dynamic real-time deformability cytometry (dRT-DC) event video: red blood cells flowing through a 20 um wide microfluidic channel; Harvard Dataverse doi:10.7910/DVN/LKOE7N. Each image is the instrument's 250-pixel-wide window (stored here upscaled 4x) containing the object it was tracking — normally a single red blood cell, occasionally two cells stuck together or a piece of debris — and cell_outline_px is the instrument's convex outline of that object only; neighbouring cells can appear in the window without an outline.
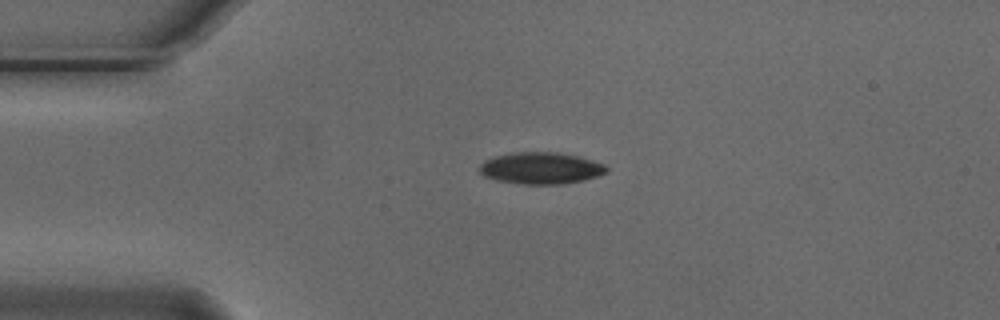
{"species": "Egyptian fruit bat (a non-hibernating species)", "species_latin": "Rousettus aegyptiacus", "temperature_condition": "cold", "stored_images_in_passage": 2, "camera_frame_rate_fps": 3000, "um_per_image_px": 0.085, "animal": {"sex": "male"}, "frame": {"image": 1, "passage_image": 1, "time_ms": 0.0, "image_size_px": [1000, 320], "cell_outline_px": [[608, 172], [584, 180], [560, 184], [524, 184], [496, 180], [484, 176], [480, 172], [480, 164], [484, 160], [496, 156], [512, 152], [556, 152], [580, 156], [604, 164], [608, 168]], "centroid_in_image_um": [45.98, 14.28], "position_along_channel_um": 39.0, "area_um2": 23.47}}